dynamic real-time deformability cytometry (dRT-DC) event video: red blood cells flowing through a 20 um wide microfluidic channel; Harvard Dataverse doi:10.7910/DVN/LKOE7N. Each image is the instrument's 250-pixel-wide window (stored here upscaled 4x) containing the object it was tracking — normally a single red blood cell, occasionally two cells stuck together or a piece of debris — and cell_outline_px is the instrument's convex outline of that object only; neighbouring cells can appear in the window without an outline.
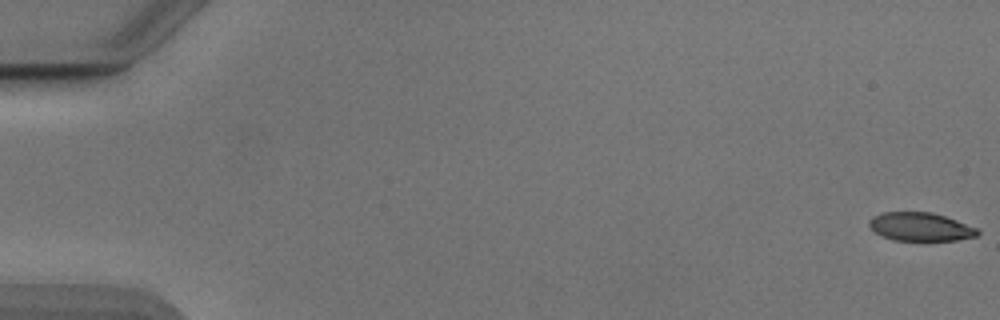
{"species": "Egyptian fruit bat (a non-hibernating species)", "species_latin": "Rousettus aegyptiacus", "temperature_condition": "cold", "stored_images_in_passage": 8, "camera_frame_rate_fps": 3000, "um_per_image_px": 0.085, "animal": {"sex": "male"}, "frame": {"image": 1, "passage_image": 1, "time_ms": 0.0, "image_size_px": [1000, 320], "cell_outline_px": [[980, 232], [976, 236], [956, 240], [892, 240], [880, 236], [868, 224], [868, 220], [872, 216], [880, 212], [932, 212], [956, 220], [976, 228]], "centroid_in_image_um": [78.18, 19.27], "position_along_channel_um": 6.8, "area_um2": 17.92}}